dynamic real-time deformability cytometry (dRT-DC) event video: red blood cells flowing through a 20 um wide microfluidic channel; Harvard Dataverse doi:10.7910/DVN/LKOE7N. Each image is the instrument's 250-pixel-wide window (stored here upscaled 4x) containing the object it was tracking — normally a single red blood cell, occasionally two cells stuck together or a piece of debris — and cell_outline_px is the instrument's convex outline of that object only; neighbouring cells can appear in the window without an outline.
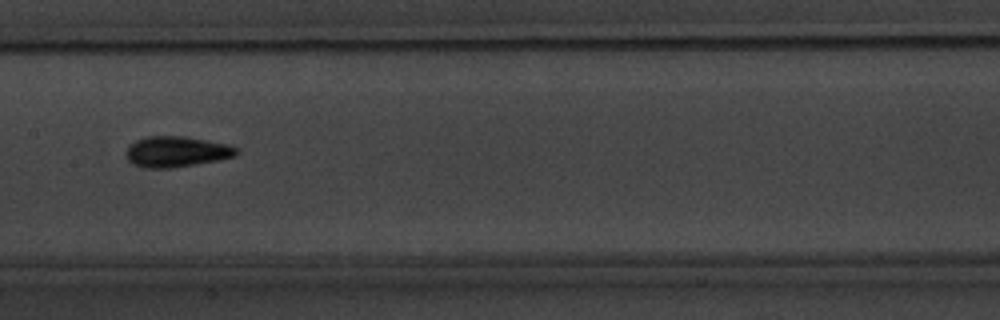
{"species": "common noctule bat (a hibernating species)", "species_latin": "Nyctalus noctula", "temperature_condition": "warm", "stored_images_in_passage": 10, "camera_frame_rate_fps": 3000, "um_per_image_px": 0.085, "animal": {"sex": "male", "body_mass_g": 20.1, "forearm_length_mm": 53.5}, "frame": {"image": 1, "passage_image": 5, "time_ms": 4.667, "image_size_px": [1000, 320], "cell_outline_px": [[240, 152], [236, 156], [216, 160], [172, 168], [144, 168], [132, 164], [128, 160], [124, 152], [136, 140], [148, 136], [184, 136], [208, 140], [228, 144], [240, 148]], "centroid_in_image_um": [15.02, 12.89], "position_along_channel_um": 192.4, "area_um2": 19.88}}
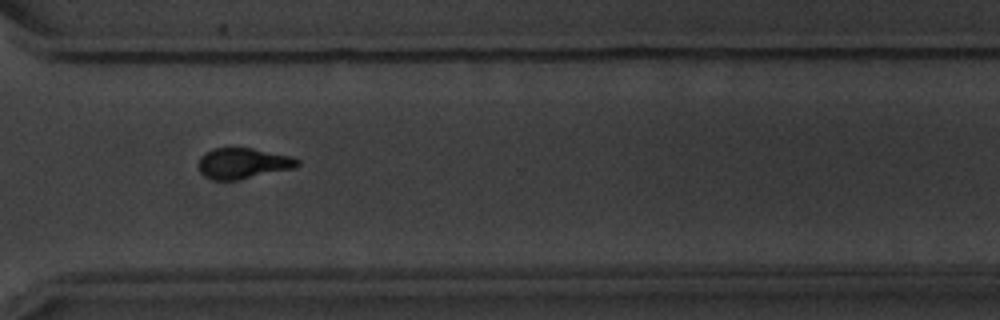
{"frame": {"image": 2, "passage_image": 9, "time_ms": 9.333, "image_size_px": [1000, 320], "cell_outline_px": [[300, 164], [296, 168], [236, 180], [216, 180], [204, 176], [200, 172], [196, 164], [200, 156], [204, 152], [212, 148], [252, 148], [292, 156], [300, 160]], "centroid_in_image_um": [20.64, 13.87], "position_along_channel_um": 350.0, "area_um2": 17.98}, "authors_computed_cell_mechanics": {"area_um2": 18.1781, "velocity_mm_per_s": 3.3803, "shape_relaxation_time_tau1_ms": 1.8099, "shape_relaxation_time_tau2_ms": 1.6485, "deformation_change_tau1": 0.1153, "deformation_change_tau2": 0.0641}}